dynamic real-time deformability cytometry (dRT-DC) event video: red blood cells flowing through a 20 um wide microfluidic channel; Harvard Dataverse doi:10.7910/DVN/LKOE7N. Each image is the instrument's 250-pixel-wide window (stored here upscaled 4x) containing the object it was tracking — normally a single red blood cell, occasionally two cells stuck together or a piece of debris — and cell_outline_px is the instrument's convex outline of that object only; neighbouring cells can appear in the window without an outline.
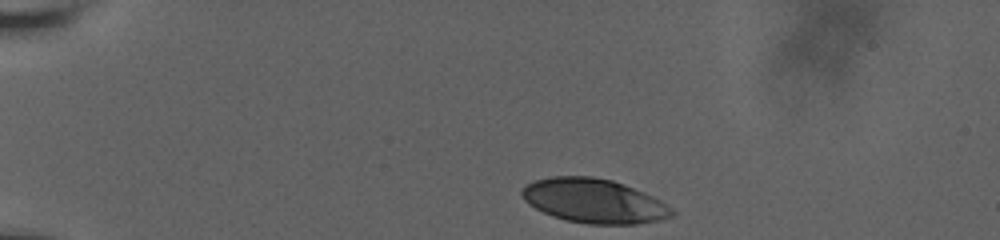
{"species": "human", "species_latin": "Homo sapiens", "temperature_condition": "room temperature", "stored_images_in_passage": 37, "camera_frame_rate_fps": 3000, "um_per_image_px": 0.085, "donor": {"sex": "male"}, "frame": {"image": 1, "passage_image": 1, "time_ms": 0.0, "image_size_px": [1000, 240], "cell_outline_px": [[676, 216], [660, 220], [636, 224], [588, 224], [568, 220], [552, 216], [528, 204], [524, 200], [520, 192], [528, 184], [536, 180], [552, 176], [592, 176], [612, 180], [624, 184], [644, 192], [660, 200], [672, 208], [676, 212]], "centroid_in_image_um": [50.53, 17.08], "position_along_channel_um": 34.5, "area_um2": 38.67}}
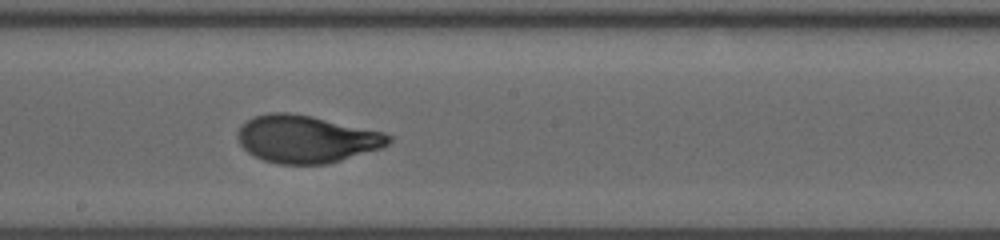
{"frame": {"image": 2, "passage_image": 22, "time_ms": 7.0, "image_size_px": [1000, 240], "cell_outline_px": [[392, 140], [388, 144], [380, 148], [328, 164], [280, 164], [264, 160], [248, 152], [240, 144], [236, 136], [236, 132], [248, 120], [256, 116], [268, 112], [288, 112], [312, 116], [384, 132], [392, 136]], "centroid_in_image_um": [26.04, 11.81], "position_along_channel_um": 222.2, "area_um2": 41.56}}
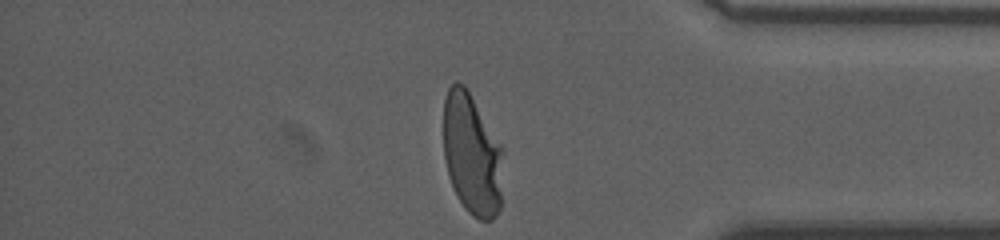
{"frame": {"image": 3, "passage_image": 37, "time_ms": 12.0, "image_size_px": [1000, 240], "cell_outline_px": [[504, 148], [500, 208], [496, 216], [492, 220], [480, 220], [472, 216], [464, 208], [456, 196], [448, 176], [444, 160], [444, 100], [448, 88], [456, 80], [464, 84], [468, 88]], "centroid_in_image_um": [40.13, 13.1], "position_along_channel_um": 395.1, "area_um2": 43.29}, "authors_computed_cell_mechanics": {"area_um2": 41.327, "velocity_mm_per_s": 3.7784, "shape_relaxation_time_tau1_ms": 7.3081, "shape_relaxation_time_tau2_ms": null, "deformation_change_tau1": 0.2848, "deformation_change_tau2": null}}